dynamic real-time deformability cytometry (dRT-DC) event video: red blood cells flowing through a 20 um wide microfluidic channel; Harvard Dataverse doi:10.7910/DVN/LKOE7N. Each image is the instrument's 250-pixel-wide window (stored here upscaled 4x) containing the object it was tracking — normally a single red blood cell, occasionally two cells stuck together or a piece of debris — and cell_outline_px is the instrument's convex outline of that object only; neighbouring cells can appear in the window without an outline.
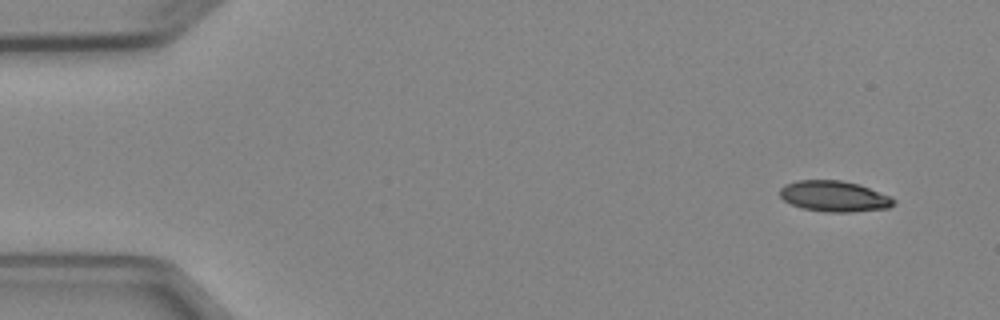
{"species": "Egyptian fruit bat (a non-hibernating species)", "species_latin": "Rousettus aegyptiacus", "temperature_condition": "cold", "stored_images_in_passage": 4, "camera_frame_rate_fps": 3000, "um_per_image_px": 0.085, "animal": {"sex": "female"}, "frame": {"image": 1, "passage_image": 1, "time_ms": 0.0, "image_size_px": [1000, 320], "cell_outline_px": [[896, 204], [888, 208], [852, 212], [824, 212], [804, 208], [792, 204], [784, 200], [780, 196], [780, 188], [784, 184], [796, 180], [840, 180], [860, 184], [888, 196], [896, 200]], "centroid_in_image_um": [70.9, 16.68], "position_along_channel_um": 14.1, "area_um2": 20.46}}
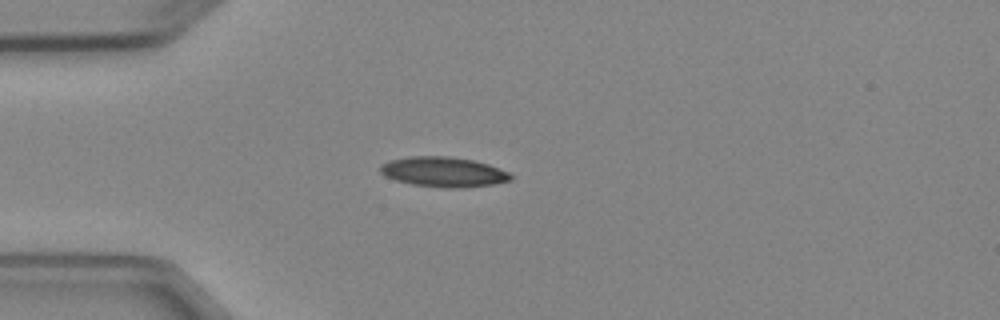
{"frame": {"image": 2, "passage_image": 4, "time_ms": 3.333, "image_size_px": [1000, 320], "cell_outline_px": [[512, 180], [492, 184], [460, 188], [444, 188], [412, 184], [396, 180], [384, 176], [380, 172], [380, 164], [388, 160], [408, 156], [448, 156], [476, 160], [488, 164], [508, 172], [512, 176]], "centroid_in_image_um": [37.66, 14.6], "position_along_channel_um": 47.3, "area_um2": 22.95}}